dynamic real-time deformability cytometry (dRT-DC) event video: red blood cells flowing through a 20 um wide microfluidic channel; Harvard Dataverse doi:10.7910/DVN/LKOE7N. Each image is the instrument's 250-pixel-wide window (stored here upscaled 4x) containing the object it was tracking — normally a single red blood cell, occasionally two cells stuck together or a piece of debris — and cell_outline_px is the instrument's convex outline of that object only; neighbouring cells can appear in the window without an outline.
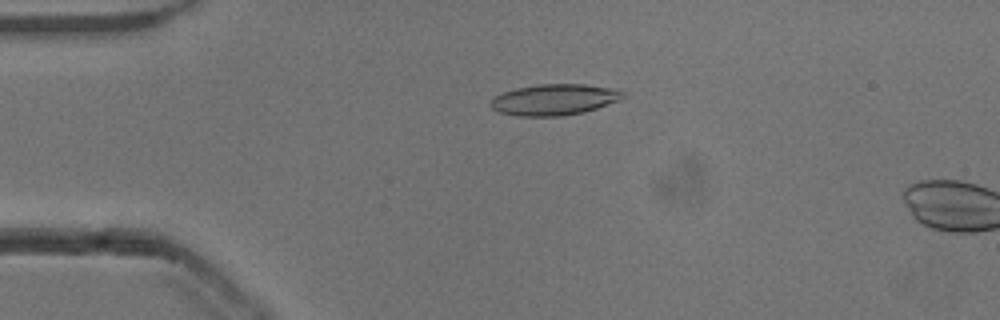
{"species": "common noctule bat (a hibernating species)", "species_latin": "Nyctalus noctula", "temperature_condition": "cold", "stored_images_in_passage": 14, "camera_frame_rate_fps": 3000, "um_per_image_px": 0.085, "animal": {"sex": "male", "body_mass_g": 13.3}, "frame": {"image": 1, "passage_image": 12, "time_ms": 3.667, "image_size_px": [1000, 320], "cell_outline_px": [[628, 96], [624, 100], [584, 112], [560, 116], [516, 116], [500, 112], [492, 108], [488, 104], [496, 96], [504, 92], [516, 88], [536, 84], [584, 84], [620, 88], [628, 92]], "centroid_in_image_um": [47.25, 8.45], "position_along_channel_um": 37.7, "area_um2": 24.57}}